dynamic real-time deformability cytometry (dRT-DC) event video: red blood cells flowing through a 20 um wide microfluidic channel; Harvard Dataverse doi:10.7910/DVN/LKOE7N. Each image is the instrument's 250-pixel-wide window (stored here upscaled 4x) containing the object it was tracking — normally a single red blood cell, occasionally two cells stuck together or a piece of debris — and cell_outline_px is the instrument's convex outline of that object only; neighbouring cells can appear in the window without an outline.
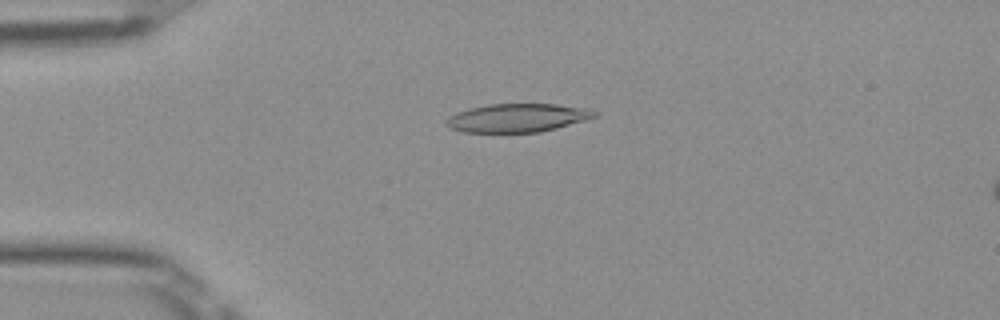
{"species": "Egyptian fruit bat (a non-hibernating species)", "species_latin": "Rousettus aegyptiacus", "temperature_condition": "room temperature", "stored_images_in_passage": 50, "camera_frame_rate_fps": 3000, "um_per_image_px": 0.085, "frame": {"image": 1, "passage_image": 12, "time_ms": 3.667, "image_size_px": [1000, 320], "cell_outline_px": [[596, 116], [584, 120], [556, 128], [540, 132], [464, 132], [452, 128], [448, 124], [448, 120], [456, 112], [468, 108], [488, 104], [556, 104], [592, 108], [596, 112]], "centroid_in_image_um": [44.04, 10.0], "position_along_channel_um": 41.0, "area_um2": 24.33}}
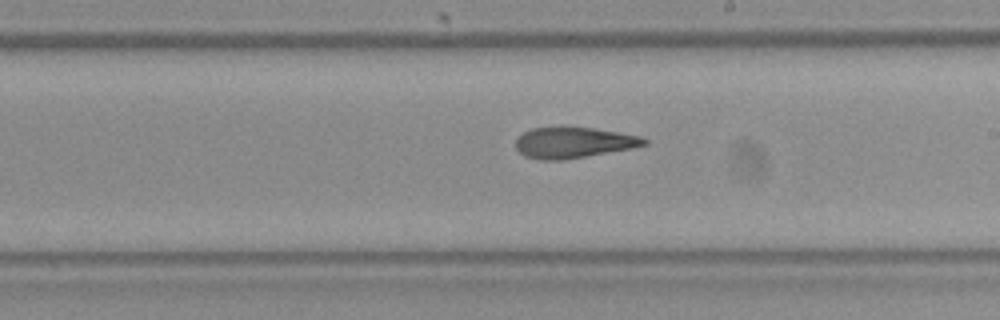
{"frame": {"image": 2, "passage_image": 29, "time_ms": 9.333, "image_size_px": [1000, 320], "cell_outline_px": [[648, 144], [636, 148], [560, 160], [540, 160], [524, 156], [516, 148], [516, 136], [532, 128], [592, 128], [620, 132], [640, 136], [648, 140]], "centroid_in_image_um": [48.77, 12.13], "position_along_channel_um": 240.2, "area_um2": 23.0}}
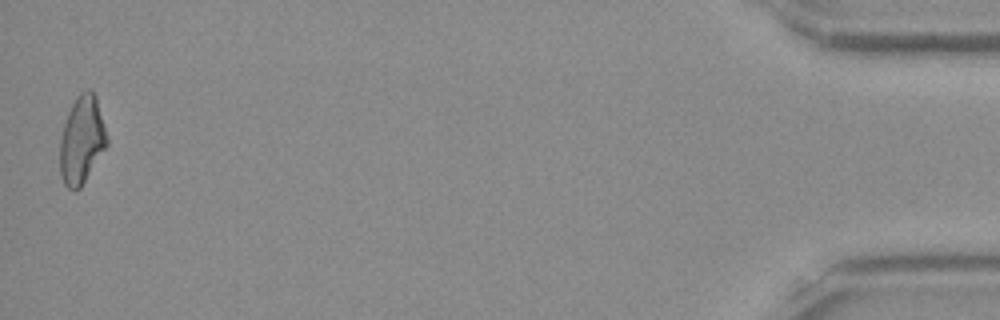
{"frame": {"image": 3, "passage_image": 50, "time_ms": 16.333, "image_size_px": [1000, 320], "cell_outline_px": [[108, 144], [80, 188], [76, 192], [68, 188], [64, 184], [60, 176], [60, 136], [68, 112], [76, 96], [80, 92], [88, 88], [96, 96], [108, 140]], "centroid_in_image_um": [6.93, 11.91], "position_along_channel_um": 428.3, "area_um2": 23.99}, "authors_computed_cell_mechanics": {"area_um2": 24.1893, "velocity_mm_per_s": 3.9872, "shape_relaxation_time_tau1_ms": null, "shape_relaxation_time_tau2_ms": 3.276, "deformation_change_tau1": null, "deformation_change_tau2": 0.1198}}